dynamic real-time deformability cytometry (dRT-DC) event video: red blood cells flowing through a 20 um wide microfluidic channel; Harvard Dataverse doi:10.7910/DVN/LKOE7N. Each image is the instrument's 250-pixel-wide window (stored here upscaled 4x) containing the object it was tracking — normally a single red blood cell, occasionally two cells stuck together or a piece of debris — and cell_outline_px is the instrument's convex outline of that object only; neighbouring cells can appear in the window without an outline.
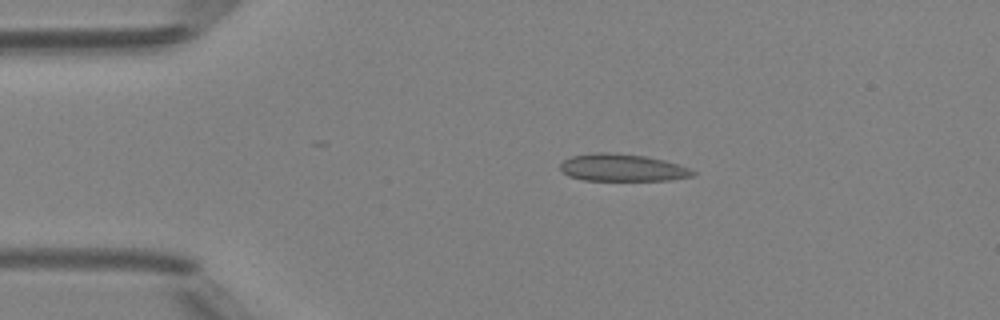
{"species": "Egyptian fruit bat (a non-hibernating species)", "species_latin": "Rousettus aegyptiacus", "temperature_condition": "room temperature", "stored_images_in_passage": 33, "camera_frame_rate_fps": 3000, "um_per_image_px": 0.085, "animal": {"sex": "female"}, "frame": {"image": 1, "passage_image": 1, "time_ms": 0.0, "image_size_px": [1000, 320], "cell_outline_px": [[696, 172], [692, 176], [668, 180], [584, 180], [568, 176], [560, 168], [560, 164], [564, 160], [572, 156], [592, 152], [608, 152], [644, 156], [664, 160], [688, 168]], "centroid_in_image_um": [52.85, 14.25], "position_along_channel_um": 32.1, "area_um2": 20.87}}
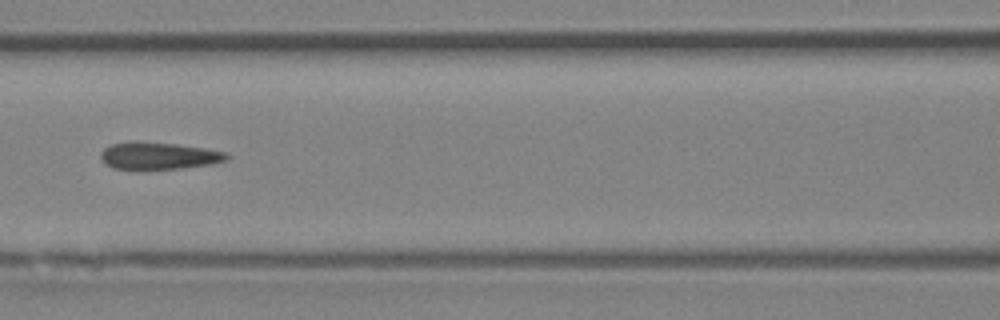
{"frame": {"image": 2, "passage_image": 13, "time_ms": 4.0, "image_size_px": [1000, 320], "cell_outline_px": [[232, 156], [228, 160], [212, 164], [180, 168], [144, 172], [112, 168], [104, 164], [100, 160], [100, 152], [104, 148], [112, 144], [176, 144], [204, 148], [228, 152]], "centroid_in_image_um": [13.52, 13.33], "position_along_channel_um": 153.1, "area_um2": 20.11}}
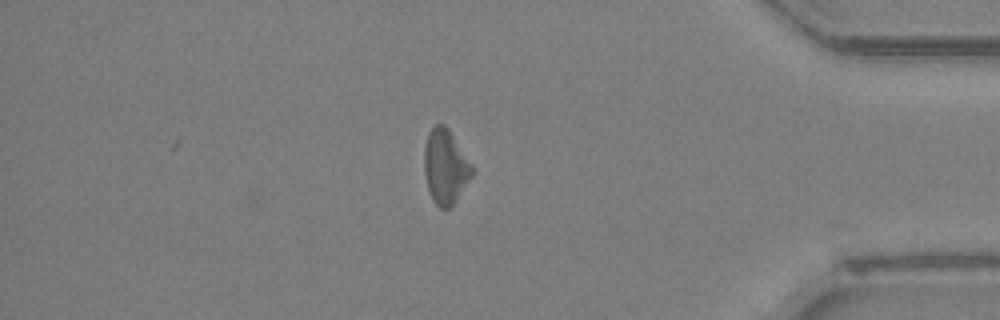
{"frame": {"image": 3, "passage_image": 33, "time_ms": 10.667, "image_size_px": [1000, 320], "cell_outline_px": [[476, 168], [472, 176], [456, 200], [448, 208], [440, 208], [432, 200], [428, 188], [424, 172], [424, 148], [428, 132], [436, 124], [444, 124], [448, 128]], "centroid_in_image_um": [37.88, 14.14], "position_along_channel_um": 397.3, "area_um2": 20.92}}